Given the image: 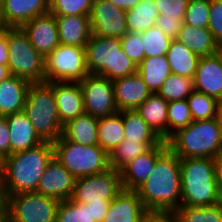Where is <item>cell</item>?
<instances>
[{"label": "cell", "mask_w": 222, "mask_h": 222, "mask_svg": "<svg viewBox=\"0 0 222 222\" xmlns=\"http://www.w3.org/2000/svg\"><path fill=\"white\" fill-rule=\"evenodd\" d=\"M88 74L85 47L60 43L45 57V82H80Z\"/></svg>", "instance_id": "9c48e42d"}, {"label": "cell", "mask_w": 222, "mask_h": 222, "mask_svg": "<svg viewBox=\"0 0 222 222\" xmlns=\"http://www.w3.org/2000/svg\"><path fill=\"white\" fill-rule=\"evenodd\" d=\"M176 40L199 58L213 55L222 48L208 28H195L184 23Z\"/></svg>", "instance_id": "d4e9b609"}, {"label": "cell", "mask_w": 222, "mask_h": 222, "mask_svg": "<svg viewBox=\"0 0 222 222\" xmlns=\"http://www.w3.org/2000/svg\"><path fill=\"white\" fill-rule=\"evenodd\" d=\"M168 149L166 141L152 147L144 154L129 162L120 170L122 187L125 190L136 191L144 184L153 172L157 159Z\"/></svg>", "instance_id": "e0dca14e"}, {"label": "cell", "mask_w": 222, "mask_h": 222, "mask_svg": "<svg viewBox=\"0 0 222 222\" xmlns=\"http://www.w3.org/2000/svg\"><path fill=\"white\" fill-rule=\"evenodd\" d=\"M166 57L172 74L194 78L199 57L186 45L176 39L172 40Z\"/></svg>", "instance_id": "f1b7e54d"}, {"label": "cell", "mask_w": 222, "mask_h": 222, "mask_svg": "<svg viewBox=\"0 0 222 222\" xmlns=\"http://www.w3.org/2000/svg\"><path fill=\"white\" fill-rule=\"evenodd\" d=\"M144 43L145 58L166 56L172 39L156 26L141 33Z\"/></svg>", "instance_id": "74e56055"}, {"label": "cell", "mask_w": 222, "mask_h": 222, "mask_svg": "<svg viewBox=\"0 0 222 222\" xmlns=\"http://www.w3.org/2000/svg\"><path fill=\"white\" fill-rule=\"evenodd\" d=\"M137 73L152 94L158 93L162 84L172 74L166 56L145 58L137 66Z\"/></svg>", "instance_id": "83f0119b"}, {"label": "cell", "mask_w": 222, "mask_h": 222, "mask_svg": "<svg viewBox=\"0 0 222 222\" xmlns=\"http://www.w3.org/2000/svg\"><path fill=\"white\" fill-rule=\"evenodd\" d=\"M54 157L75 179L110 169L109 153L99 145L83 146L60 136L54 143Z\"/></svg>", "instance_id": "52a82bcc"}, {"label": "cell", "mask_w": 222, "mask_h": 222, "mask_svg": "<svg viewBox=\"0 0 222 222\" xmlns=\"http://www.w3.org/2000/svg\"><path fill=\"white\" fill-rule=\"evenodd\" d=\"M183 23L184 22L181 18L159 15L156 19L155 26L165 33L170 39L174 40L177 39Z\"/></svg>", "instance_id": "f6af8a7d"}, {"label": "cell", "mask_w": 222, "mask_h": 222, "mask_svg": "<svg viewBox=\"0 0 222 222\" xmlns=\"http://www.w3.org/2000/svg\"><path fill=\"white\" fill-rule=\"evenodd\" d=\"M11 75L8 66L0 64V82L9 78Z\"/></svg>", "instance_id": "f5cc1de1"}, {"label": "cell", "mask_w": 222, "mask_h": 222, "mask_svg": "<svg viewBox=\"0 0 222 222\" xmlns=\"http://www.w3.org/2000/svg\"><path fill=\"white\" fill-rule=\"evenodd\" d=\"M143 222H179L174 213L149 212Z\"/></svg>", "instance_id": "7dc6e473"}, {"label": "cell", "mask_w": 222, "mask_h": 222, "mask_svg": "<svg viewBox=\"0 0 222 222\" xmlns=\"http://www.w3.org/2000/svg\"><path fill=\"white\" fill-rule=\"evenodd\" d=\"M211 0H189L184 14V24L195 28H207Z\"/></svg>", "instance_id": "60d3db41"}, {"label": "cell", "mask_w": 222, "mask_h": 222, "mask_svg": "<svg viewBox=\"0 0 222 222\" xmlns=\"http://www.w3.org/2000/svg\"><path fill=\"white\" fill-rule=\"evenodd\" d=\"M6 120L10 132V155L44 142L24 111L6 116Z\"/></svg>", "instance_id": "7402d4cb"}, {"label": "cell", "mask_w": 222, "mask_h": 222, "mask_svg": "<svg viewBox=\"0 0 222 222\" xmlns=\"http://www.w3.org/2000/svg\"><path fill=\"white\" fill-rule=\"evenodd\" d=\"M9 59L7 47V29L0 33V64L7 65Z\"/></svg>", "instance_id": "681fc988"}, {"label": "cell", "mask_w": 222, "mask_h": 222, "mask_svg": "<svg viewBox=\"0 0 222 222\" xmlns=\"http://www.w3.org/2000/svg\"><path fill=\"white\" fill-rule=\"evenodd\" d=\"M79 83L83 93L85 113L101 118L118 112L112 80L88 74Z\"/></svg>", "instance_id": "7c38bea8"}, {"label": "cell", "mask_w": 222, "mask_h": 222, "mask_svg": "<svg viewBox=\"0 0 222 222\" xmlns=\"http://www.w3.org/2000/svg\"><path fill=\"white\" fill-rule=\"evenodd\" d=\"M122 190L120 171L110 168L75 179L71 200L83 204L110 203Z\"/></svg>", "instance_id": "8fae6325"}, {"label": "cell", "mask_w": 222, "mask_h": 222, "mask_svg": "<svg viewBox=\"0 0 222 222\" xmlns=\"http://www.w3.org/2000/svg\"><path fill=\"white\" fill-rule=\"evenodd\" d=\"M173 213L179 222H222V202L200 207L180 205Z\"/></svg>", "instance_id": "836d02e7"}, {"label": "cell", "mask_w": 222, "mask_h": 222, "mask_svg": "<svg viewBox=\"0 0 222 222\" xmlns=\"http://www.w3.org/2000/svg\"><path fill=\"white\" fill-rule=\"evenodd\" d=\"M217 119L222 126V100L218 101L217 104Z\"/></svg>", "instance_id": "6f0895ef"}, {"label": "cell", "mask_w": 222, "mask_h": 222, "mask_svg": "<svg viewBox=\"0 0 222 222\" xmlns=\"http://www.w3.org/2000/svg\"><path fill=\"white\" fill-rule=\"evenodd\" d=\"M53 157V143L44 141L4 158L2 184L5 197L22 192H36L39 180Z\"/></svg>", "instance_id": "7a4b0ae2"}, {"label": "cell", "mask_w": 222, "mask_h": 222, "mask_svg": "<svg viewBox=\"0 0 222 222\" xmlns=\"http://www.w3.org/2000/svg\"><path fill=\"white\" fill-rule=\"evenodd\" d=\"M50 0H1L3 18L8 27L21 28L36 16L49 12Z\"/></svg>", "instance_id": "44dd1931"}, {"label": "cell", "mask_w": 222, "mask_h": 222, "mask_svg": "<svg viewBox=\"0 0 222 222\" xmlns=\"http://www.w3.org/2000/svg\"><path fill=\"white\" fill-rule=\"evenodd\" d=\"M193 90V79L171 74L162 84L157 94L167 102H171L187 99Z\"/></svg>", "instance_id": "e575fe53"}, {"label": "cell", "mask_w": 222, "mask_h": 222, "mask_svg": "<svg viewBox=\"0 0 222 222\" xmlns=\"http://www.w3.org/2000/svg\"><path fill=\"white\" fill-rule=\"evenodd\" d=\"M4 176V157L0 155V180H3Z\"/></svg>", "instance_id": "680465c9"}, {"label": "cell", "mask_w": 222, "mask_h": 222, "mask_svg": "<svg viewBox=\"0 0 222 222\" xmlns=\"http://www.w3.org/2000/svg\"><path fill=\"white\" fill-rule=\"evenodd\" d=\"M98 123L99 118L84 113L65 124L62 135L79 145H98Z\"/></svg>", "instance_id": "4316f807"}, {"label": "cell", "mask_w": 222, "mask_h": 222, "mask_svg": "<svg viewBox=\"0 0 222 222\" xmlns=\"http://www.w3.org/2000/svg\"><path fill=\"white\" fill-rule=\"evenodd\" d=\"M56 222H96L92 219L88 204L62 200L58 206Z\"/></svg>", "instance_id": "f35d334b"}, {"label": "cell", "mask_w": 222, "mask_h": 222, "mask_svg": "<svg viewBox=\"0 0 222 222\" xmlns=\"http://www.w3.org/2000/svg\"><path fill=\"white\" fill-rule=\"evenodd\" d=\"M181 205L200 207L222 202L211 158H180Z\"/></svg>", "instance_id": "277c9868"}, {"label": "cell", "mask_w": 222, "mask_h": 222, "mask_svg": "<svg viewBox=\"0 0 222 222\" xmlns=\"http://www.w3.org/2000/svg\"><path fill=\"white\" fill-rule=\"evenodd\" d=\"M30 82L11 75L0 82V116H8L24 110Z\"/></svg>", "instance_id": "603a6c76"}, {"label": "cell", "mask_w": 222, "mask_h": 222, "mask_svg": "<svg viewBox=\"0 0 222 222\" xmlns=\"http://www.w3.org/2000/svg\"><path fill=\"white\" fill-rule=\"evenodd\" d=\"M120 42L122 50L136 66L145 59L141 33L127 32Z\"/></svg>", "instance_id": "b9f144b4"}, {"label": "cell", "mask_w": 222, "mask_h": 222, "mask_svg": "<svg viewBox=\"0 0 222 222\" xmlns=\"http://www.w3.org/2000/svg\"><path fill=\"white\" fill-rule=\"evenodd\" d=\"M159 16L154 0H140L139 3L126 11V25L128 32L142 33L155 26Z\"/></svg>", "instance_id": "4dcf8cb0"}, {"label": "cell", "mask_w": 222, "mask_h": 222, "mask_svg": "<svg viewBox=\"0 0 222 222\" xmlns=\"http://www.w3.org/2000/svg\"><path fill=\"white\" fill-rule=\"evenodd\" d=\"M6 202L8 222H56L60 204V200L36 192L9 195Z\"/></svg>", "instance_id": "30bf717a"}, {"label": "cell", "mask_w": 222, "mask_h": 222, "mask_svg": "<svg viewBox=\"0 0 222 222\" xmlns=\"http://www.w3.org/2000/svg\"><path fill=\"white\" fill-rule=\"evenodd\" d=\"M23 111L43 141L54 143L60 138L63 126L59 119L53 82L31 83Z\"/></svg>", "instance_id": "5b68a950"}, {"label": "cell", "mask_w": 222, "mask_h": 222, "mask_svg": "<svg viewBox=\"0 0 222 222\" xmlns=\"http://www.w3.org/2000/svg\"><path fill=\"white\" fill-rule=\"evenodd\" d=\"M158 144L160 143H140L124 139L109 153L110 168L120 171L129 162Z\"/></svg>", "instance_id": "d6a6232c"}, {"label": "cell", "mask_w": 222, "mask_h": 222, "mask_svg": "<svg viewBox=\"0 0 222 222\" xmlns=\"http://www.w3.org/2000/svg\"><path fill=\"white\" fill-rule=\"evenodd\" d=\"M8 68L30 83L45 82V58L31 45L22 28H7Z\"/></svg>", "instance_id": "ba28073f"}, {"label": "cell", "mask_w": 222, "mask_h": 222, "mask_svg": "<svg viewBox=\"0 0 222 222\" xmlns=\"http://www.w3.org/2000/svg\"><path fill=\"white\" fill-rule=\"evenodd\" d=\"M122 111L99 118L98 145L110 153L124 138Z\"/></svg>", "instance_id": "1f68e13d"}, {"label": "cell", "mask_w": 222, "mask_h": 222, "mask_svg": "<svg viewBox=\"0 0 222 222\" xmlns=\"http://www.w3.org/2000/svg\"><path fill=\"white\" fill-rule=\"evenodd\" d=\"M53 91L62 126L85 113L79 82H53Z\"/></svg>", "instance_id": "d6986e66"}, {"label": "cell", "mask_w": 222, "mask_h": 222, "mask_svg": "<svg viewBox=\"0 0 222 222\" xmlns=\"http://www.w3.org/2000/svg\"><path fill=\"white\" fill-rule=\"evenodd\" d=\"M215 40L222 47V2L211 0L209 10V24L207 27Z\"/></svg>", "instance_id": "ee69618b"}, {"label": "cell", "mask_w": 222, "mask_h": 222, "mask_svg": "<svg viewBox=\"0 0 222 222\" xmlns=\"http://www.w3.org/2000/svg\"><path fill=\"white\" fill-rule=\"evenodd\" d=\"M0 222H8L7 206H0Z\"/></svg>", "instance_id": "db71d44e"}, {"label": "cell", "mask_w": 222, "mask_h": 222, "mask_svg": "<svg viewBox=\"0 0 222 222\" xmlns=\"http://www.w3.org/2000/svg\"><path fill=\"white\" fill-rule=\"evenodd\" d=\"M192 121L186 99L168 102L167 139L179 129L187 127Z\"/></svg>", "instance_id": "8d00e7d4"}, {"label": "cell", "mask_w": 222, "mask_h": 222, "mask_svg": "<svg viewBox=\"0 0 222 222\" xmlns=\"http://www.w3.org/2000/svg\"><path fill=\"white\" fill-rule=\"evenodd\" d=\"M92 219L96 222H102L107 214L110 203L88 204Z\"/></svg>", "instance_id": "c3c4849f"}, {"label": "cell", "mask_w": 222, "mask_h": 222, "mask_svg": "<svg viewBox=\"0 0 222 222\" xmlns=\"http://www.w3.org/2000/svg\"><path fill=\"white\" fill-rule=\"evenodd\" d=\"M159 15L184 19L189 0H154Z\"/></svg>", "instance_id": "7bdbcfd3"}, {"label": "cell", "mask_w": 222, "mask_h": 222, "mask_svg": "<svg viewBox=\"0 0 222 222\" xmlns=\"http://www.w3.org/2000/svg\"><path fill=\"white\" fill-rule=\"evenodd\" d=\"M194 90L204 93L217 101L222 100V52L198 60L193 78Z\"/></svg>", "instance_id": "2e32d148"}, {"label": "cell", "mask_w": 222, "mask_h": 222, "mask_svg": "<svg viewBox=\"0 0 222 222\" xmlns=\"http://www.w3.org/2000/svg\"><path fill=\"white\" fill-rule=\"evenodd\" d=\"M148 213L136 191L123 189L111 200L102 222H143Z\"/></svg>", "instance_id": "ffe728a7"}, {"label": "cell", "mask_w": 222, "mask_h": 222, "mask_svg": "<svg viewBox=\"0 0 222 222\" xmlns=\"http://www.w3.org/2000/svg\"><path fill=\"white\" fill-rule=\"evenodd\" d=\"M85 56L89 74L100 75L113 81L137 72V66L122 50L119 38L92 34L85 45Z\"/></svg>", "instance_id": "8992f818"}, {"label": "cell", "mask_w": 222, "mask_h": 222, "mask_svg": "<svg viewBox=\"0 0 222 222\" xmlns=\"http://www.w3.org/2000/svg\"><path fill=\"white\" fill-rule=\"evenodd\" d=\"M124 138L140 143H161L163 140L150 128L136 110L122 111Z\"/></svg>", "instance_id": "f546056e"}, {"label": "cell", "mask_w": 222, "mask_h": 222, "mask_svg": "<svg viewBox=\"0 0 222 222\" xmlns=\"http://www.w3.org/2000/svg\"><path fill=\"white\" fill-rule=\"evenodd\" d=\"M186 100L193 121L210 120L217 117L218 101L215 98L193 90Z\"/></svg>", "instance_id": "d590c367"}, {"label": "cell", "mask_w": 222, "mask_h": 222, "mask_svg": "<svg viewBox=\"0 0 222 222\" xmlns=\"http://www.w3.org/2000/svg\"><path fill=\"white\" fill-rule=\"evenodd\" d=\"M168 102L157 93L151 94L136 111L150 128L164 141L167 140Z\"/></svg>", "instance_id": "484cf974"}, {"label": "cell", "mask_w": 222, "mask_h": 222, "mask_svg": "<svg viewBox=\"0 0 222 222\" xmlns=\"http://www.w3.org/2000/svg\"><path fill=\"white\" fill-rule=\"evenodd\" d=\"M136 192L149 212L173 213L181 205L180 158L168 148Z\"/></svg>", "instance_id": "6da1fadb"}, {"label": "cell", "mask_w": 222, "mask_h": 222, "mask_svg": "<svg viewBox=\"0 0 222 222\" xmlns=\"http://www.w3.org/2000/svg\"><path fill=\"white\" fill-rule=\"evenodd\" d=\"M7 28H8V26L6 25L5 20L3 18L1 0H0V33L4 32Z\"/></svg>", "instance_id": "11a10c76"}, {"label": "cell", "mask_w": 222, "mask_h": 222, "mask_svg": "<svg viewBox=\"0 0 222 222\" xmlns=\"http://www.w3.org/2000/svg\"><path fill=\"white\" fill-rule=\"evenodd\" d=\"M94 0H50L49 12L54 16H90Z\"/></svg>", "instance_id": "ab89813d"}, {"label": "cell", "mask_w": 222, "mask_h": 222, "mask_svg": "<svg viewBox=\"0 0 222 222\" xmlns=\"http://www.w3.org/2000/svg\"><path fill=\"white\" fill-rule=\"evenodd\" d=\"M21 28L44 58L60 44L57 21L51 12L36 16Z\"/></svg>", "instance_id": "5bb4252c"}, {"label": "cell", "mask_w": 222, "mask_h": 222, "mask_svg": "<svg viewBox=\"0 0 222 222\" xmlns=\"http://www.w3.org/2000/svg\"><path fill=\"white\" fill-rule=\"evenodd\" d=\"M166 142L179 158L214 159L222 151V126L217 117L192 121L172 134Z\"/></svg>", "instance_id": "3957f363"}, {"label": "cell", "mask_w": 222, "mask_h": 222, "mask_svg": "<svg viewBox=\"0 0 222 222\" xmlns=\"http://www.w3.org/2000/svg\"><path fill=\"white\" fill-rule=\"evenodd\" d=\"M116 7L122 8L124 11L130 10L135 7L140 0H108Z\"/></svg>", "instance_id": "816d5d0a"}, {"label": "cell", "mask_w": 222, "mask_h": 222, "mask_svg": "<svg viewBox=\"0 0 222 222\" xmlns=\"http://www.w3.org/2000/svg\"><path fill=\"white\" fill-rule=\"evenodd\" d=\"M89 18L96 36L121 39L128 32L126 11L108 0H94Z\"/></svg>", "instance_id": "4fadbf2b"}, {"label": "cell", "mask_w": 222, "mask_h": 222, "mask_svg": "<svg viewBox=\"0 0 222 222\" xmlns=\"http://www.w3.org/2000/svg\"><path fill=\"white\" fill-rule=\"evenodd\" d=\"M0 155L4 158L10 155V132L4 116H0Z\"/></svg>", "instance_id": "bcb514c9"}, {"label": "cell", "mask_w": 222, "mask_h": 222, "mask_svg": "<svg viewBox=\"0 0 222 222\" xmlns=\"http://www.w3.org/2000/svg\"><path fill=\"white\" fill-rule=\"evenodd\" d=\"M217 187L220 198L222 200V151L214 159Z\"/></svg>", "instance_id": "f907efd6"}, {"label": "cell", "mask_w": 222, "mask_h": 222, "mask_svg": "<svg viewBox=\"0 0 222 222\" xmlns=\"http://www.w3.org/2000/svg\"><path fill=\"white\" fill-rule=\"evenodd\" d=\"M112 83L118 111L136 110L152 94L137 72Z\"/></svg>", "instance_id": "ac0fdd59"}, {"label": "cell", "mask_w": 222, "mask_h": 222, "mask_svg": "<svg viewBox=\"0 0 222 222\" xmlns=\"http://www.w3.org/2000/svg\"><path fill=\"white\" fill-rule=\"evenodd\" d=\"M55 18L61 44L85 47L92 35L89 16H55Z\"/></svg>", "instance_id": "cb8c5ba5"}, {"label": "cell", "mask_w": 222, "mask_h": 222, "mask_svg": "<svg viewBox=\"0 0 222 222\" xmlns=\"http://www.w3.org/2000/svg\"><path fill=\"white\" fill-rule=\"evenodd\" d=\"M75 178L53 157L41 176L36 193L56 198L60 201L71 199Z\"/></svg>", "instance_id": "9a60e30c"}, {"label": "cell", "mask_w": 222, "mask_h": 222, "mask_svg": "<svg viewBox=\"0 0 222 222\" xmlns=\"http://www.w3.org/2000/svg\"><path fill=\"white\" fill-rule=\"evenodd\" d=\"M0 206H7L6 197L3 191L2 180H0Z\"/></svg>", "instance_id": "9f6ffc18"}]
</instances>
